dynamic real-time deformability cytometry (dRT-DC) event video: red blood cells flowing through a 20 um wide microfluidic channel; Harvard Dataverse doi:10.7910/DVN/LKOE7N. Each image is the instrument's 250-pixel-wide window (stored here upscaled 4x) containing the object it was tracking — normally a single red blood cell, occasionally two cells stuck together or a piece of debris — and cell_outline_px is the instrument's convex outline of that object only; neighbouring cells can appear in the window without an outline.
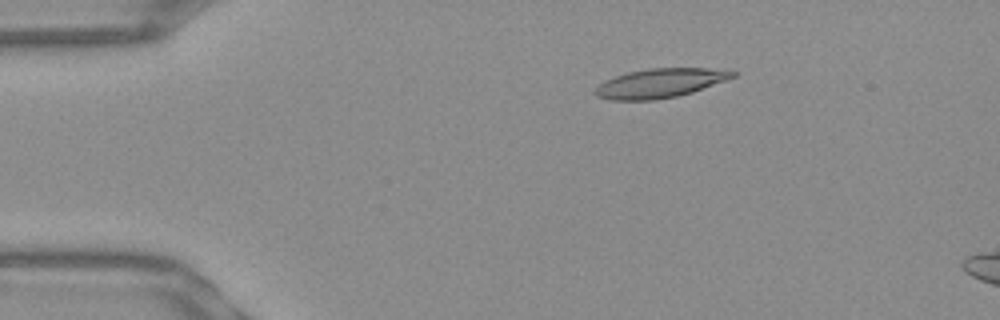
{"species": "Egyptian fruit bat (a non-hibernating species)", "species_latin": "Rousettus aegyptiacus", "temperature_condition": "warm", "stored_images_in_passage": 15, "camera_frame_rate_fps": 3000, "um_per_image_px": 0.085, "frame": {"image": 1, "passage_image": 9, "time_ms": 2.667, "image_size_px": [1000, 320], "cell_outline_px": [[736, 76], [728, 80], [692, 92], [676, 96], [652, 100], [608, 100], [596, 96], [592, 92], [604, 80], [628, 72], [648, 68], [708, 68], [736, 72]], "centroid_in_image_um": [56.08, 7.07], "position_along_channel_um": 28.9, "area_um2": 23.35}}